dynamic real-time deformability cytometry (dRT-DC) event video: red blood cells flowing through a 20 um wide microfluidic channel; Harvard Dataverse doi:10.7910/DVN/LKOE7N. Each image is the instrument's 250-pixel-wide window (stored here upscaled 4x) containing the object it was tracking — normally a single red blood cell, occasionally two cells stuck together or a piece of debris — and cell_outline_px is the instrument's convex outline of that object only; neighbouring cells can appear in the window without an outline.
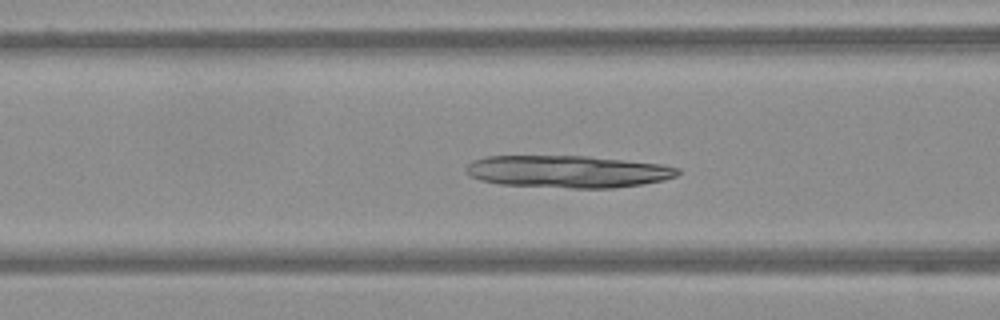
{"species": "Egyptian fruit bat (a non-hibernating species)", "species_latin": "Rousettus aegyptiacus", "temperature_condition": "warm", "stored_images_in_passage": 51, "camera_frame_rate_fps": 3000, "um_per_image_px": 0.085, "frame": {"image": 1, "passage_image": 16, "time_ms": 5.0, "image_size_px": [1000, 320], "cell_outline_px": [[680, 172], [676, 176], [664, 180], [644, 184], [612, 188], [572, 188], [500, 184], [480, 180], [468, 176], [464, 172], [464, 168], [468, 164], [484, 156], [588, 156], [664, 164], [680, 168]], "centroid_in_image_um": [48.27, 14.58], "position_along_channel_um": 118.3, "area_um2": 40.06}}
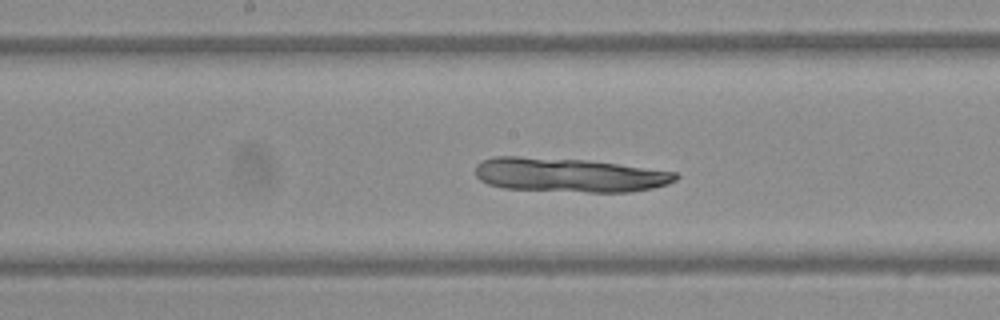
{"frame": {"image": 2, "passage_image": 23, "time_ms": 7.333, "image_size_px": [1000, 320], "cell_outline_px": [[680, 176], [676, 180], [668, 184], [652, 188], [632, 192], [588, 192], [504, 188], [488, 184], [480, 180], [476, 176], [476, 164], [484, 160], [496, 156], [520, 156], [584, 160], [616, 164], [676, 172]], "centroid_in_image_um": [48.37, 14.88], "position_along_channel_um": 199.8, "area_um2": 39.65}}
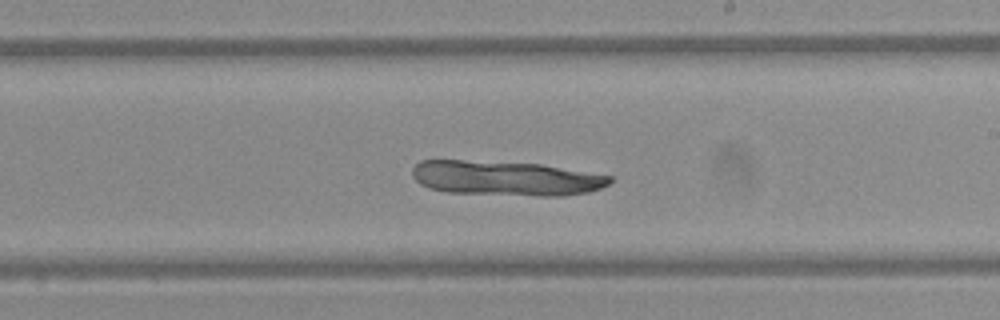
{"frame": {"image": 3, "passage_image": 27, "time_ms": 8.667, "image_size_px": [1000, 320], "cell_outline_px": [[612, 180], [608, 184], [600, 188], [588, 192], [564, 196], [540, 196], [448, 192], [428, 188], [420, 184], [412, 176], [412, 168], [420, 160], [464, 160], [540, 164], [612, 176]], "centroid_in_image_um": [42.96, 15.15], "position_along_channel_um": 246.0, "area_um2": 39.94}}